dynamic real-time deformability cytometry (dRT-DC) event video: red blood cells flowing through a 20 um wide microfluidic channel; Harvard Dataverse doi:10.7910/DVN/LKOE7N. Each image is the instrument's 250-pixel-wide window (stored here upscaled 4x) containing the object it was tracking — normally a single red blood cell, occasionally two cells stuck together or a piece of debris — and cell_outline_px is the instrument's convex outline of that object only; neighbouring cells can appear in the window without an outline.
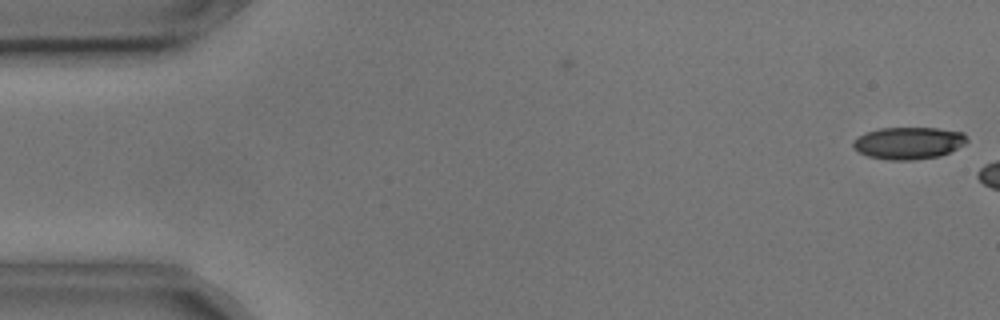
{"species": "common noctule bat (a hibernating species)", "species_latin": "Nyctalus noctula", "temperature_condition": "cold", "stored_images_in_passage": 2, "camera_frame_rate_fps": 3000, "um_per_image_px": 0.085, "animal": {"sex": "male", "body_mass_g": 17.9, "forearm_length_mm": 54.2}, "frame": {"image": 1, "passage_image": 2, "time_ms": 0.333, "image_size_px": [1000, 320], "cell_outline_px": [[968, 140], [964, 144], [940, 156], [912, 160], [888, 160], [868, 156], [852, 148], [852, 144], [860, 136], [868, 132], [880, 128], [940, 128], [964, 132]], "centroid_in_image_um": [77.25, 12.16], "position_along_channel_um": 7.8, "area_um2": 21.15}}